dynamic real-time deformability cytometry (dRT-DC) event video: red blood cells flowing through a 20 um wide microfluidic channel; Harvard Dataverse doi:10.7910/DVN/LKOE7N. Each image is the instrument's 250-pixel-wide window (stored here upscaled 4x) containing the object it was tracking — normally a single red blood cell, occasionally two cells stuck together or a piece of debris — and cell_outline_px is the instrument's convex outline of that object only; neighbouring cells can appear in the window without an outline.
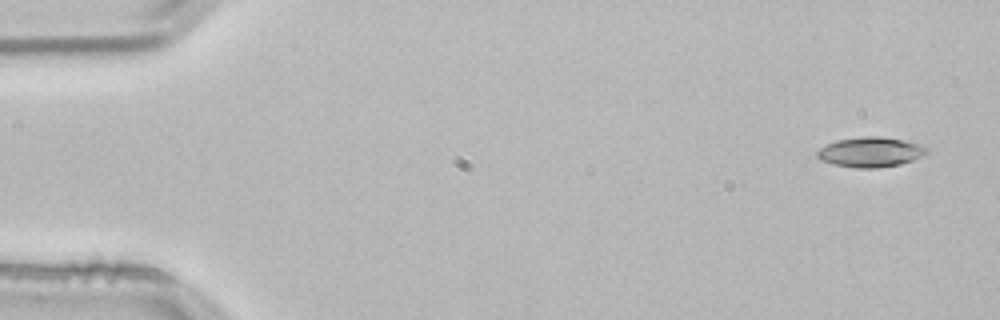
{"species": "common noctule bat (a hibernating species)", "species_latin": "Nyctalus noctula", "temperature_condition": "room temperature", "stored_images_in_passage": 4, "camera_frame_rate_fps": 3000, "um_per_image_px": 0.085, "animal": {"sex": "male", "body_mass_g": 21.5, "forearm_length_mm": 52.0}, "frame": {"image": 1, "passage_image": 1, "time_ms": 0.0, "image_size_px": [1000, 320], "cell_outline_px": [[928, 152], [924, 156], [900, 164], [876, 168], [856, 168], [836, 164], [820, 160], [816, 156], [816, 152], [820, 148], [836, 140], [864, 136], [880, 136], [904, 140], [920, 144], [928, 148]], "centroid_in_image_um": [74.01, 12.92], "position_along_channel_um": 11.0, "area_um2": 19.13}}
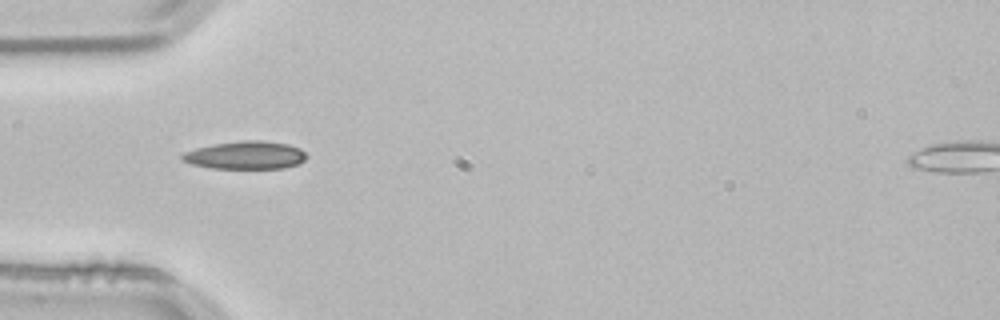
{"frame": {"image": 2, "passage_image": 4, "time_ms": 1.0, "image_size_px": [1000, 320], "cell_outline_px": [[308, 156], [304, 160], [296, 164], [284, 168], [212, 168], [192, 164], [180, 160], [180, 156], [184, 152], [196, 148], [212, 144], [244, 140], [260, 140], [288, 144], [300, 148]], "centroid_in_image_um": [20.85, 13.18], "position_along_channel_um": 64.2, "area_um2": 20.23}}